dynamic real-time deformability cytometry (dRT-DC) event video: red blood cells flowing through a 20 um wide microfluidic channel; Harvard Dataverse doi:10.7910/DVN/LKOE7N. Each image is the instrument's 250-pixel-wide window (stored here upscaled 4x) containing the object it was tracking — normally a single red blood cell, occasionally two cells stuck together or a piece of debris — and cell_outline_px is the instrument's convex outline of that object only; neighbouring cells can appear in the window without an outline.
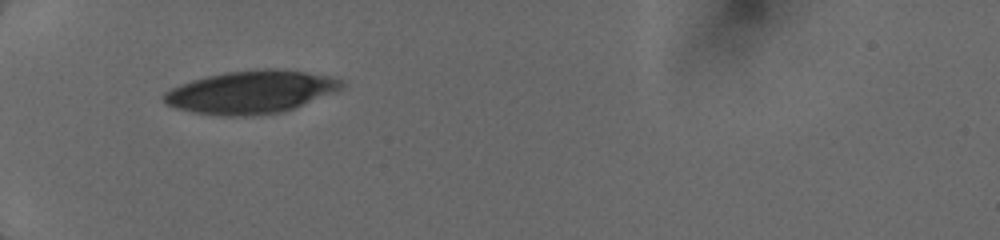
{"species": "human", "species_latin": "Homo sapiens", "temperature_condition": "cold", "stored_images_in_passage": 2, "camera_frame_rate_fps": 3000, "um_per_image_px": 0.085, "donor": {"sex": "female"}, "frame": {"image": 1, "passage_image": 1, "time_ms": 0.0, "image_size_px": [1000, 240], "cell_outline_px": [[344, 88], [336, 92], [284, 112], [256, 116], [220, 116], [192, 112], [176, 108], [168, 104], [164, 100], [164, 92], [180, 84], [192, 80], [224, 72], [264, 68], [280, 68], [332, 76], [344, 80]], "centroid_in_image_um": [21.4, 7.82], "position_along_channel_um": 63.6, "area_um2": 44.85}}